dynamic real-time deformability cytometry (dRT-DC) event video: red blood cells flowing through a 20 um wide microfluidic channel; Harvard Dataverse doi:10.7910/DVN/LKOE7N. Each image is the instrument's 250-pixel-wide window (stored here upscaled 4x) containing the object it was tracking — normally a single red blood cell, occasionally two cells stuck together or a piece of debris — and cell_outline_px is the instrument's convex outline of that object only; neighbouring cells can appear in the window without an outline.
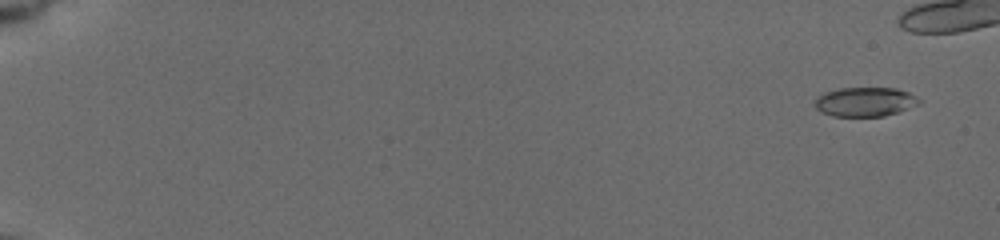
{"species": "common noctule bat (a hibernating species)", "species_latin": "Nyctalus noctula", "temperature_condition": "cold", "stored_images_in_passage": 72, "camera_frame_rate_fps": 3000, "um_per_image_px": 0.085, "animal": {"sex": "female", "body_mass_g": 19.5, "forearm_length_mm": 54.1}, "frame": {"image": 1, "passage_image": 6, "time_ms": 1.0, "image_size_px": [1000, 240], "cell_outline_px": [[924, 100], [920, 104], [884, 116], [832, 116], [820, 112], [816, 108], [812, 100], [824, 92], [840, 88], [896, 88], [908, 92]], "centroid_in_image_um": [73.51, 8.65], "position_along_channel_um": 11.5, "area_um2": 17.98}}
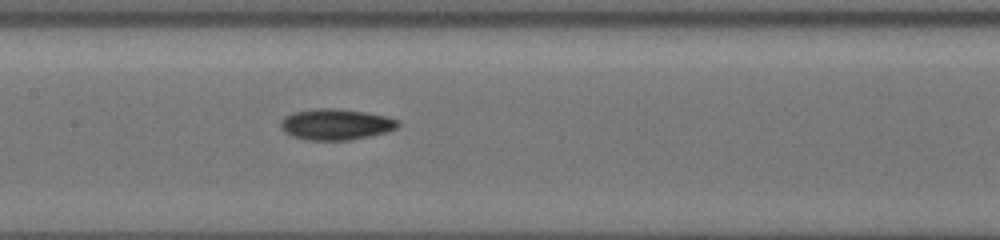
{"frame": {"image": 2, "passage_image": 44, "time_ms": 10.333, "image_size_px": [1000, 240], "cell_outline_px": [[400, 124], [396, 128], [384, 132], [368, 136], [348, 140], [304, 140], [292, 136], [284, 132], [280, 124], [284, 116], [292, 112], [316, 108], [340, 108], [388, 116], [400, 120]], "centroid_in_image_um": [28.53, 10.56], "position_along_channel_um": 178.9, "area_um2": 21.33}}
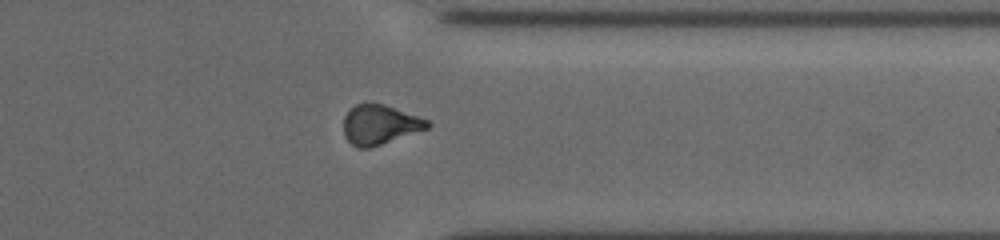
{"frame": {"image": 3, "passage_image": 65, "time_ms": 15.667, "image_size_px": [1000, 240], "cell_outline_px": [[432, 124], [428, 128], [368, 148], [356, 148], [344, 136], [344, 116], [356, 104], [384, 104], [432, 120]], "centroid_in_image_um": [32.32, 10.59], "position_along_channel_um": 379.1, "area_um2": 19.19}}